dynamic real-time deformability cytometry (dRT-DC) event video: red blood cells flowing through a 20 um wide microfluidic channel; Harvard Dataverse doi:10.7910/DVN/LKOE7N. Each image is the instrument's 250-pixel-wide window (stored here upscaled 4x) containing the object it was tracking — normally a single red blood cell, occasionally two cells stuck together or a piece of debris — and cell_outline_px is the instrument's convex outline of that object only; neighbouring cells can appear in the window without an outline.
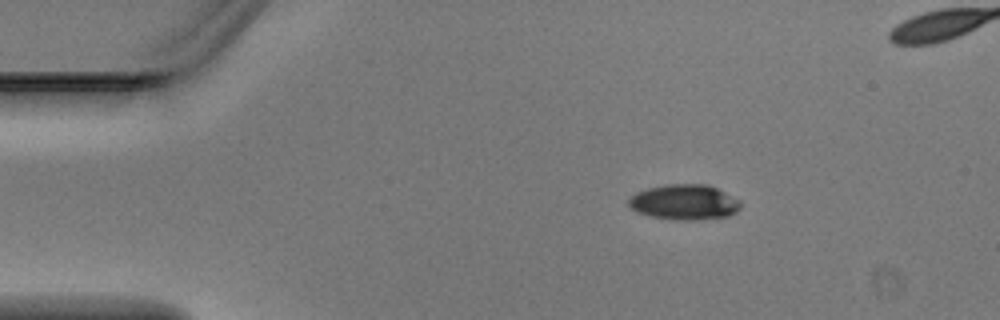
{"species": "Egyptian fruit bat (a non-hibernating species)", "species_latin": "Rousettus aegyptiacus", "temperature_condition": "warm", "stored_images_in_passage": 4, "camera_frame_rate_fps": 3000, "um_per_image_px": 0.085, "animal": {"sex": "male"}, "frame": {"image": 1, "passage_image": 4, "time_ms": 1.0, "image_size_px": [1000, 320], "cell_outline_px": [[740, 208], [736, 212], [728, 216], [696, 220], [676, 220], [648, 216], [636, 212], [628, 204], [628, 200], [636, 192], [648, 188], [668, 184], [708, 184], [740, 200]], "centroid_in_image_um": [58.16, 17.19], "position_along_channel_um": 26.8, "area_um2": 23.06}}